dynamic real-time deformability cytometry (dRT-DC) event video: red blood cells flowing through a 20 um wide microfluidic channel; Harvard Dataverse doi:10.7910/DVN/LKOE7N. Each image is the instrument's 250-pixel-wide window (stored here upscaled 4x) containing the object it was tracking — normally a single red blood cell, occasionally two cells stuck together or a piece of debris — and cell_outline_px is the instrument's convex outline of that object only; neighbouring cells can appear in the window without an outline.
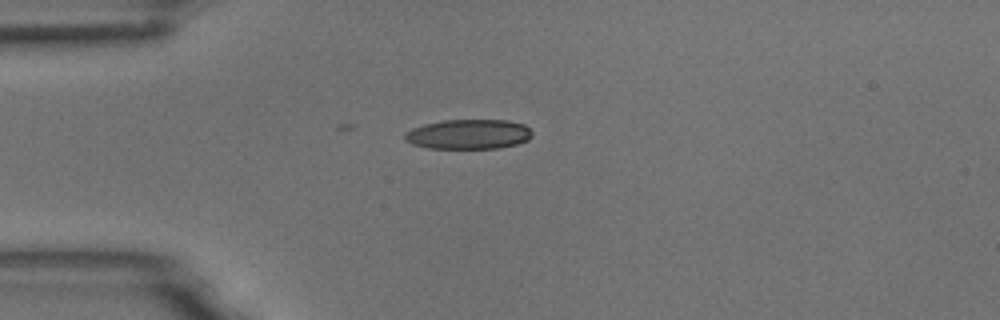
{"species": "common noctule bat (a hibernating species)", "species_latin": "Nyctalus noctula", "temperature_condition": "room temperature", "stored_images_in_passage": 3, "camera_frame_rate_fps": 3000, "um_per_image_px": 0.085, "animal": {"sex": "male", "body_mass_g": 18.8}, "frame": {"image": 1, "passage_image": 1, "time_ms": 0.0, "image_size_px": [1000, 320], "cell_outline_px": [[532, 136], [528, 140], [516, 144], [500, 148], [428, 148], [412, 144], [404, 140], [404, 132], [412, 128], [424, 124], [444, 120], [508, 120], [524, 124], [532, 132]], "centroid_in_image_um": [39.81, 11.41], "position_along_channel_um": 45.2, "area_um2": 22.2}}